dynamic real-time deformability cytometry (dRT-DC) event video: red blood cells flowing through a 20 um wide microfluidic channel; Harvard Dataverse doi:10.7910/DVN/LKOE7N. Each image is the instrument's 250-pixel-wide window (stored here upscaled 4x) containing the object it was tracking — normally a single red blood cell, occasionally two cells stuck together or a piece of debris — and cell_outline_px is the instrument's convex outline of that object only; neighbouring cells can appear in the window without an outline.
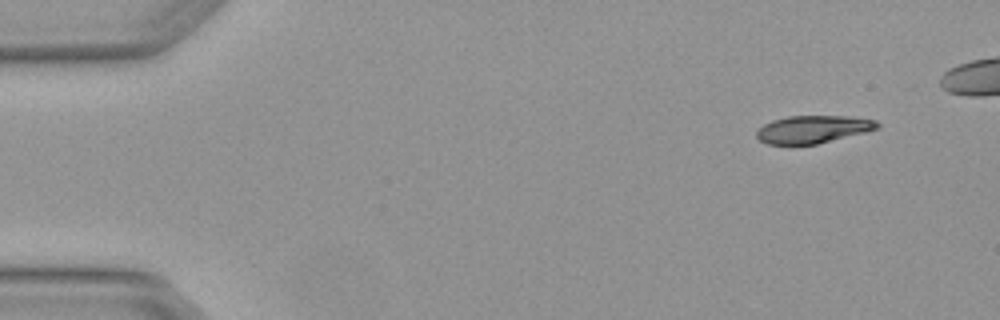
{"species": "Egyptian fruit bat (a non-hibernating species)", "species_latin": "Rousettus aegyptiacus", "temperature_condition": "warm", "stored_images_in_passage": 5, "camera_frame_rate_fps": 3000, "um_per_image_px": 0.085, "animal": {"sex": "female"}, "frame": {"image": 1, "passage_image": 1, "time_ms": 0.0, "image_size_px": [1000, 320], "cell_outline_px": [[880, 128], [816, 144], [768, 144], [760, 140], [756, 136], [756, 132], [764, 124], [772, 120], [788, 116], [852, 116], [876, 120], [880, 124]], "centroid_in_image_um": [69.12, 10.98], "position_along_channel_um": 15.9, "area_um2": 19.31}}
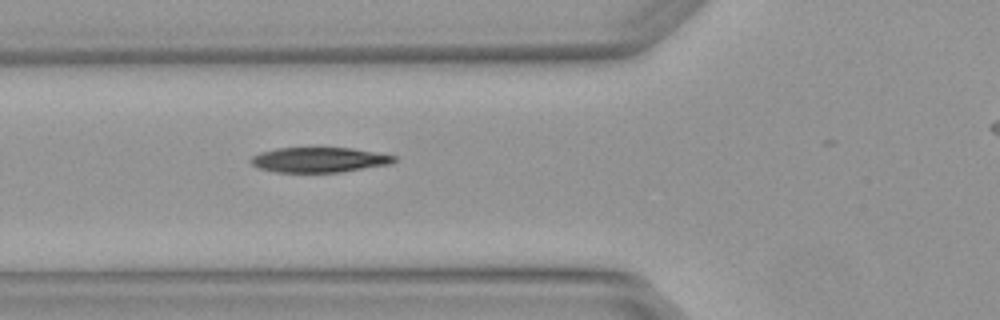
{"frame": {"image": 2, "passage_image": 5, "time_ms": 1.333, "image_size_px": [1000, 320], "cell_outline_px": [[396, 160], [392, 164], [340, 172], [272, 172], [260, 168], [252, 164], [248, 160], [252, 156], [260, 152], [280, 148], [352, 148], [396, 156]], "centroid_in_image_um": [27.12, 13.59], "position_along_channel_um": 98.7, "area_um2": 20.87}}